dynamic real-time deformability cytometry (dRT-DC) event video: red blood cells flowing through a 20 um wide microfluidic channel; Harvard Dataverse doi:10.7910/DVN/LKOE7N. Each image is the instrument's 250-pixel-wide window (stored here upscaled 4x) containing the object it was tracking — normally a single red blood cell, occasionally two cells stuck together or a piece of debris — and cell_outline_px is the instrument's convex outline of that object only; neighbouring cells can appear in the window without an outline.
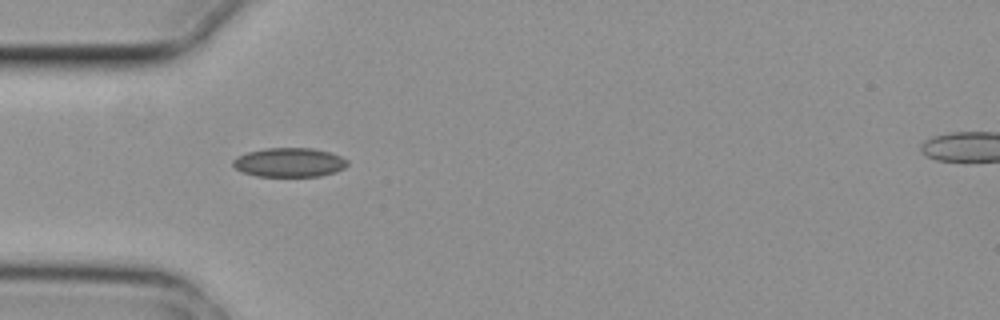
{"species": "common noctule bat (a hibernating species)", "species_latin": "Nyctalus noctula", "temperature_condition": "cold", "stored_images_in_passage": 2, "camera_frame_rate_fps": 3000, "um_per_image_px": 0.085, "animal": {"sex": "female", "body_mass_g": 29.2, "forearm_length_mm": 56.3}, "frame": {"image": 1, "passage_image": 1, "time_ms": 0.0, "image_size_px": [1000, 320], "cell_outline_px": [[348, 164], [344, 168], [336, 172], [320, 176], [256, 176], [244, 172], [236, 168], [232, 164], [232, 160], [236, 156], [248, 152], [264, 148], [312, 148], [328, 152], [340, 156], [348, 160]], "centroid_in_image_um": [24.59, 13.8], "position_along_channel_um": 60.4, "area_um2": 19.42}}
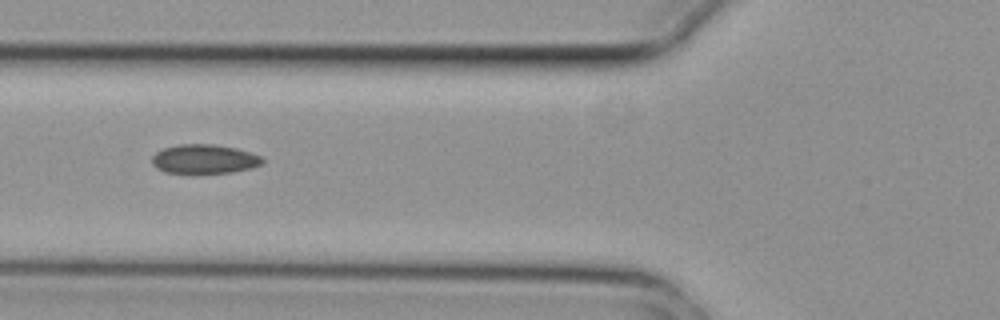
{"frame": {"image": 2, "passage_image": 2, "time_ms": 0.333, "image_size_px": [1000, 320], "cell_outline_px": [[264, 164], [252, 168], [232, 172], [192, 176], [164, 172], [156, 168], [152, 164], [152, 156], [156, 152], [164, 148], [180, 144], [212, 144], [236, 148], [260, 156], [264, 160]], "centroid_in_image_um": [17.33, 13.57], "position_along_channel_um": 108.5, "area_um2": 19.54}}